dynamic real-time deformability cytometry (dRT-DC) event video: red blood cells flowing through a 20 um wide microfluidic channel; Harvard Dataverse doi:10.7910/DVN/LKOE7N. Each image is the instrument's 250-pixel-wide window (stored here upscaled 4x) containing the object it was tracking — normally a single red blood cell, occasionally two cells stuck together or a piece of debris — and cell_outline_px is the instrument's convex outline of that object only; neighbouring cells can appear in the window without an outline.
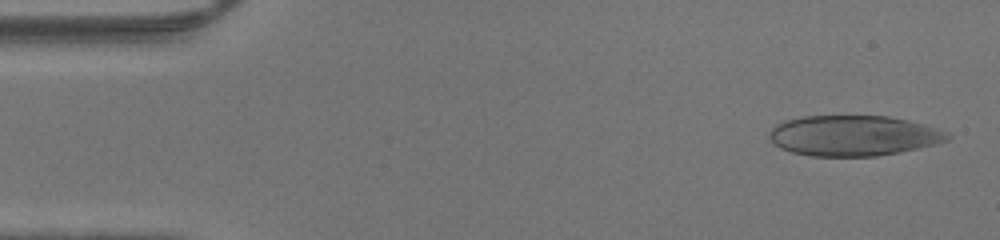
{"species": "human", "species_latin": "Homo sapiens", "temperature_condition": "warm", "stored_images_in_passage": 46, "camera_frame_rate_fps": 3000, "um_per_image_px": 0.085, "donor": {"sex": "male"}, "frame": {"image": 1, "passage_image": 2, "time_ms": 0.333, "image_size_px": [1000, 240], "cell_outline_px": [[952, 136], [948, 140], [936, 144], [876, 156], [812, 156], [792, 152], [780, 148], [768, 136], [768, 132], [776, 124], [784, 120], [804, 116], [888, 116], [908, 120], [924, 124], [948, 132]], "centroid_in_image_um": [72.53, 11.52], "position_along_channel_um": 12.5, "area_um2": 41.91}}
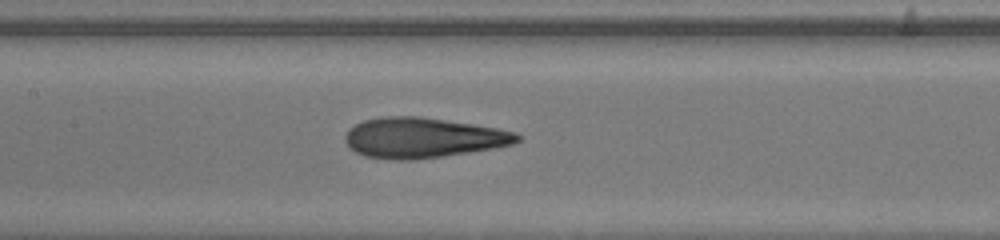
{"frame": {"image": 2, "passage_image": 21, "time_ms": 6.667, "image_size_px": [1000, 240], "cell_outline_px": [[520, 140], [512, 144], [492, 148], [444, 156], [412, 160], [396, 160], [364, 156], [348, 148], [344, 140], [344, 136], [348, 128], [364, 120], [384, 116], [420, 116], [472, 124], [496, 128], [516, 132], [520, 136]], "centroid_in_image_um": [35.89, 11.71], "position_along_channel_um": 171.5, "area_um2": 40.34}}
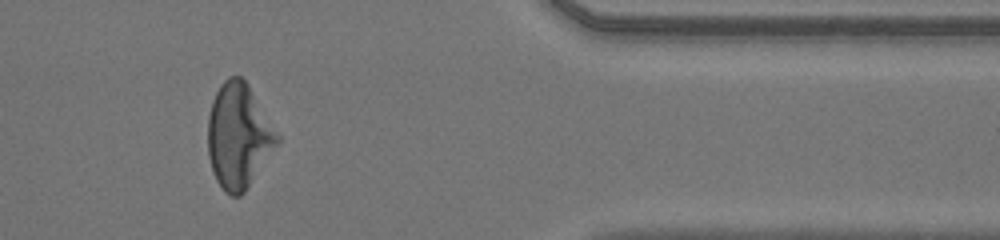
{"frame": {"image": 3, "passage_image": 38, "time_ms": 12.333, "image_size_px": [1000, 240], "cell_outline_px": [[280, 140], [244, 192], [240, 196], [232, 196], [224, 192], [216, 180], [208, 156], [208, 116], [212, 100], [220, 84], [228, 76], [240, 76], [248, 84], [280, 136]], "centroid_in_image_um": [20.26, 11.54], "position_along_channel_um": 391.1, "area_um2": 42.08}}